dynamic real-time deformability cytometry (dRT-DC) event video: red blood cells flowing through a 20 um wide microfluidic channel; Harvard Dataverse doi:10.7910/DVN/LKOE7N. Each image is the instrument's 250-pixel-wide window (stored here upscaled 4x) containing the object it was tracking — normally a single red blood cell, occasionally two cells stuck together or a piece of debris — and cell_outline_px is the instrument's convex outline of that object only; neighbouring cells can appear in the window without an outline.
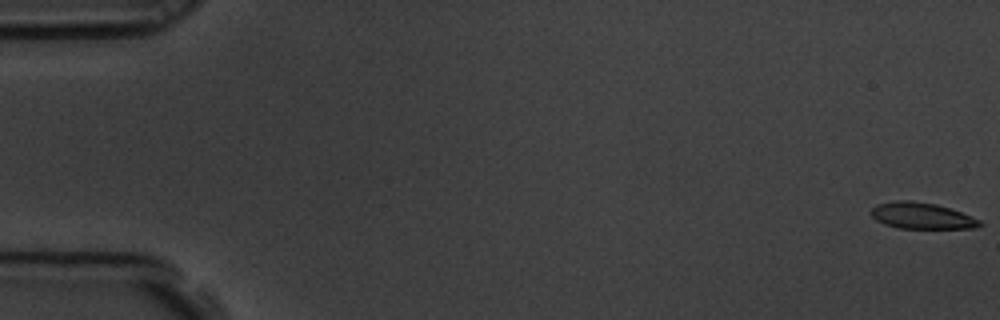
{"species": "common noctule bat (a hibernating species)", "species_latin": "Nyctalus noctula", "temperature_condition": "room temperature", "stored_images_in_passage": 9, "camera_frame_rate_fps": 3000, "um_per_image_px": 0.085, "animal": {"sex": "male", "body_mass_g": 19.5, "forearm_length_mm": 54.6}, "frame": {"image": 1, "passage_image": 1, "time_ms": 0.0, "image_size_px": [1000, 320], "cell_outline_px": [[984, 224], [976, 228], [900, 228], [884, 224], [876, 220], [872, 216], [872, 208], [876, 204], [896, 200], [908, 200], [936, 204], [972, 216], [980, 220]], "centroid_in_image_um": [78.35, 18.34], "position_along_channel_um": 6.7, "area_um2": 16.53}}